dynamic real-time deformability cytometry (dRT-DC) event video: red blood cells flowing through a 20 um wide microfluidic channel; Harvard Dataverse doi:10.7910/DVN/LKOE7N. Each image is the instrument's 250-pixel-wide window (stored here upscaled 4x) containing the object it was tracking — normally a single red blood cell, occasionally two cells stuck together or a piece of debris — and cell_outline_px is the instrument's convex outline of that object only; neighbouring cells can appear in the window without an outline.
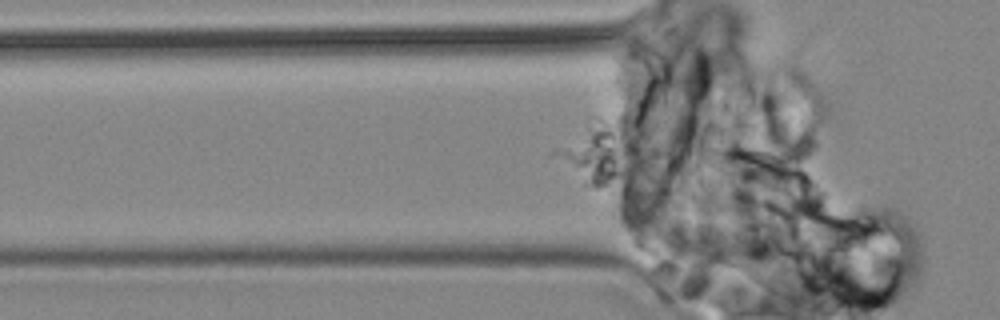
{"species": "common noctule bat (a hibernating species)", "species_latin": "Nyctalus noctula", "temperature_condition": "cold", "stored_images_in_passage": 2, "camera_frame_rate_fps": 3000, "um_per_image_px": 0.085, "animal": {"sex": "male", "body_mass_g": 19.2, "forearm_length_mm": 51.8}, "frame": {"image": 1, "passage_image": 2, "time_ms": 1.0, "image_size_px": [1000, 320], "cell_outline_px": [[896, 240], [860, 248], [836, 248], [800, 212], [800, 208], [888, 228], [892, 232]], "centroid_in_image_um": [72.08, 19.62], "position_along_channel_um": 53.7, "area_um2": 14.22}}